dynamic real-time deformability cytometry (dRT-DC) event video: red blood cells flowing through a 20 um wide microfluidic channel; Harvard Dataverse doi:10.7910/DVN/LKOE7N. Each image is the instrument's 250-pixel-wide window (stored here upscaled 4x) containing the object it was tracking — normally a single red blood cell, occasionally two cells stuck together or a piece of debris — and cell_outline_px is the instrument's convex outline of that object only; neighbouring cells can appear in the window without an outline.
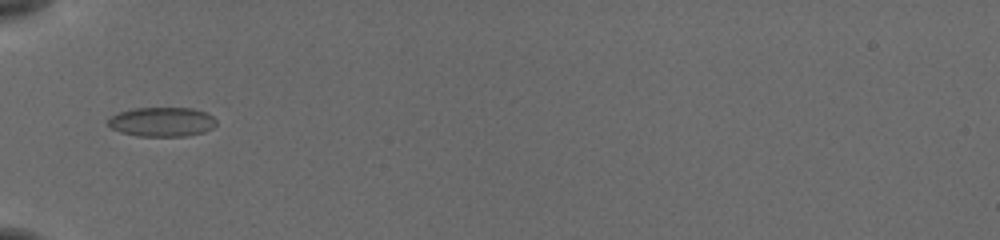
{"species": "common noctule bat (a hibernating species)", "species_latin": "Nyctalus noctula", "temperature_condition": "cold", "stored_images_in_passage": 22, "camera_frame_rate_fps": 3000, "um_per_image_px": 0.085, "animal": {"sex": "female", "body_mass_g": 19.5, "forearm_length_mm": 54.1}, "frame": {"image": 1, "passage_image": 1, "time_ms": 0.0, "image_size_px": [1000, 240], "cell_outline_px": [[216, 124], [212, 128], [204, 132], [188, 136], [136, 136], [120, 132], [112, 128], [108, 124], [108, 120], [112, 116], [120, 112], [132, 108], [192, 108], [204, 112], [212, 116], [216, 120]], "centroid_in_image_um": [13.77, 10.36], "position_along_channel_um": 71.2, "area_um2": 18.5}}
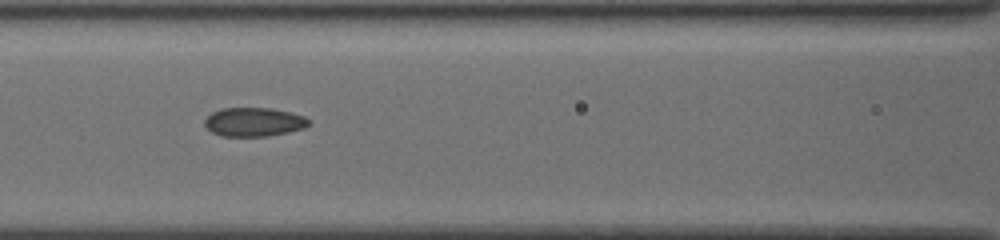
{"frame": {"image": 2, "passage_image": 7, "time_ms": 2.0, "image_size_px": [1000, 240], "cell_outline_px": [[308, 124], [304, 128], [288, 132], [268, 136], [220, 136], [212, 132], [204, 124], [204, 120], [212, 112], [220, 108], [272, 108], [304, 116], [308, 120]], "centroid_in_image_um": [21.54, 10.37], "position_along_channel_um": 145.1, "area_um2": 17.4}}
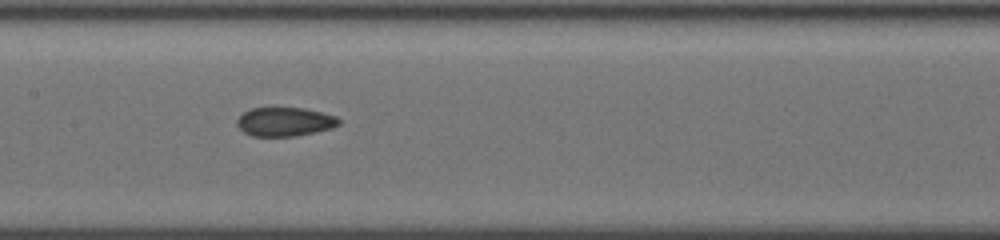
{"frame": {"image": 3, "passage_image": 10, "time_ms": 3.0, "image_size_px": [1000, 240], "cell_outline_px": [[340, 124], [332, 128], [296, 136], [252, 136], [244, 132], [236, 124], [236, 120], [244, 112], [252, 108], [272, 104], [304, 108], [336, 116], [340, 120]], "centroid_in_image_um": [24.17, 10.3], "position_along_channel_um": 183.2, "area_um2": 17.8}}